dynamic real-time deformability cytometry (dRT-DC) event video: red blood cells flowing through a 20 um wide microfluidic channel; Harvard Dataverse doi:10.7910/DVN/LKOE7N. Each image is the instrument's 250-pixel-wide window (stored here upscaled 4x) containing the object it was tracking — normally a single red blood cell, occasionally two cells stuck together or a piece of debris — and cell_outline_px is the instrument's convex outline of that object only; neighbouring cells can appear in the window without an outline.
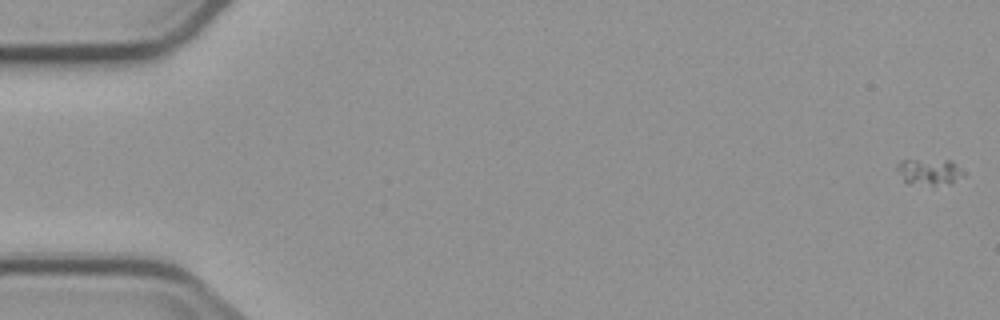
{"species": "common noctule bat (a hibernating species)", "species_latin": "Nyctalus noctula", "temperature_condition": "cold", "stored_images_in_passage": 5, "camera_frame_rate_fps": 3000, "um_per_image_px": 0.085, "animal": {"sex": "male", "body_mass_g": 23.1, "forearm_length_mm": 52.7}, "frame": {"image": 1, "passage_image": 1, "time_ms": 0.0, "image_size_px": [1000, 320], "cell_outline_px": [[964, 176], [948, 184], [908, 184], [904, 180], [896, 168], [896, 164], [900, 160], [952, 160], [964, 172]], "centroid_in_image_um": [78.98, 14.59], "position_along_channel_um": 6.0, "area_um2": 10.12}}